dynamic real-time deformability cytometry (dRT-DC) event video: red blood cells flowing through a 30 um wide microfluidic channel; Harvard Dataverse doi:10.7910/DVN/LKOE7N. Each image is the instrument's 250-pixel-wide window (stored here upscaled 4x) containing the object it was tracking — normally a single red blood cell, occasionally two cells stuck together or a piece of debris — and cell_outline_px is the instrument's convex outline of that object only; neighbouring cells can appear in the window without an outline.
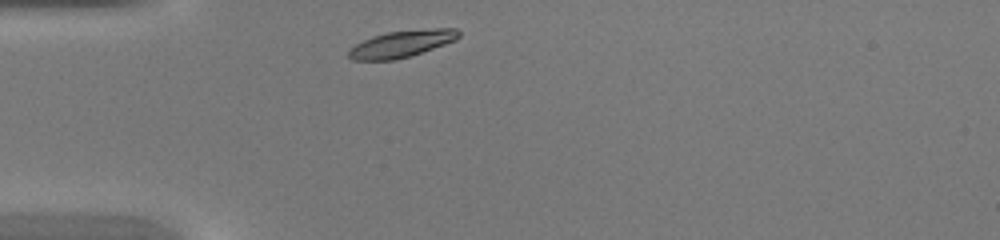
{"species": "common noctule bat (a hibernating species)", "species_latin": "Nyctalus noctula", "temperature_condition": "warm", "stored_images_in_passage": 27, "camera_frame_rate_fps": 3000, "um_per_image_px": 0.085, "animal": {"sex": "female", "body_mass_g": 20.0, "forearm_length_mm": 54.0}, "frame": {"image": 1, "passage_image": 1, "time_ms": 0.0, "image_size_px": [1000, 240], "cell_outline_px": [[460, 36], [456, 40], [412, 56], [396, 60], [352, 60], [348, 56], [348, 48], [372, 36], [388, 32], [436, 28], [456, 28], [460, 32]], "centroid_in_image_um": [34.14, 3.73], "position_along_channel_um": 50.9, "area_um2": 17.28}}
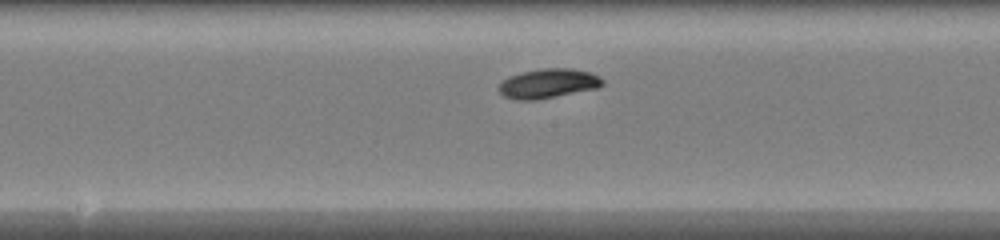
{"frame": {"image": 2, "passage_image": 12, "time_ms": 3.667, "image_size_px": [1000, 240], "cell_outline_px": [[604, 84], [596, 88], [536, 100], [516, 100], [504, 96], [500, 92], [500, 84], [508, 76], [520, 72], [544, 68], [572, 68], [588, 72], [600, 76], [604, 80]], "centroid_in_image_um": [46.6, 7.09], "position_along_channel_um": 201.6, "area_um2": 17.69}}
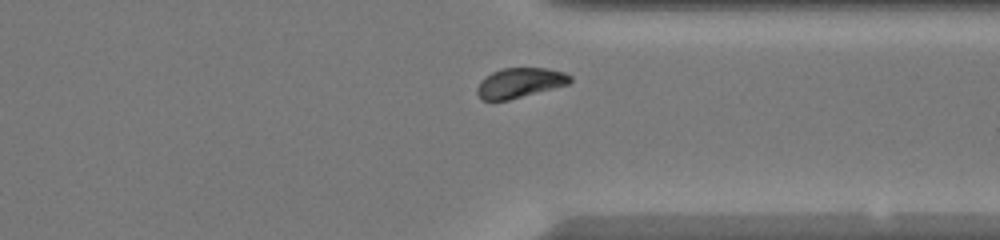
{"frame": {"image": 3, "passage_image": 23, "time_ms": 7.333, "image_size_px": [1000, 240], "cell_outline_px": [[572, 80], [568, 84], [508, 100], [480, 100], [476, 92], [476, 88], [480, 80], [484, 76], [500, 68], [548, 68], [564, 72], [572, 76]], "centroid_in_image_um": [44.15, 7.03], "position_along_channel_um": 367.3, "area_um2": 16.3}}